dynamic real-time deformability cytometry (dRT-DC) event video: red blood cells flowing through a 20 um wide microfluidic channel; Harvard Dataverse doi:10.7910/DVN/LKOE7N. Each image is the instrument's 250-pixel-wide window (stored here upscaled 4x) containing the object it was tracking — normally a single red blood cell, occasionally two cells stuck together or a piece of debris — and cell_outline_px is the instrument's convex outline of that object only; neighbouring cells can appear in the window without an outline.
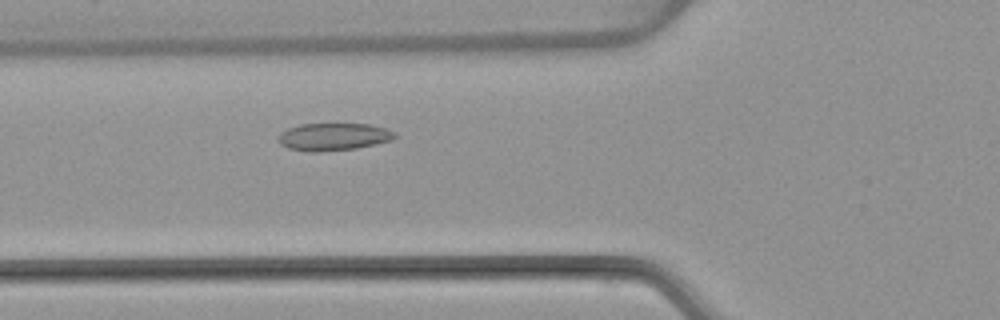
{"species": "common noctule bat (a hibernating species)", "species_latin": "Nyctalus noctula", "temperature_condition": "warm", "stored_images_in_passage": 48, "camera_frame_rate_fps": 3000, "um_per_image_px": 0.085, "animal": {"sex": "female", "body_mass_g": 22.7, "forearm_length_mm": 54.2}, "frame": {"image": 1, "passage_image": 15, "time_ms": 4.667, "image_size_px": [1000, 320], "cell_outline_px": [[396, 136], [392, 140], [376, 144], [356, 148], [316, 152], [312, 152], [288, 148], [280, 144], [276, 140], [276, 136], [280, 132], [288, 128], [300, 124], [368, 124], [384, 128], [396, 132]], "centroid_in_image_um": [28.3, 11.62], "position_along_channel_um": 97.5, "area_um2": 18.73}}
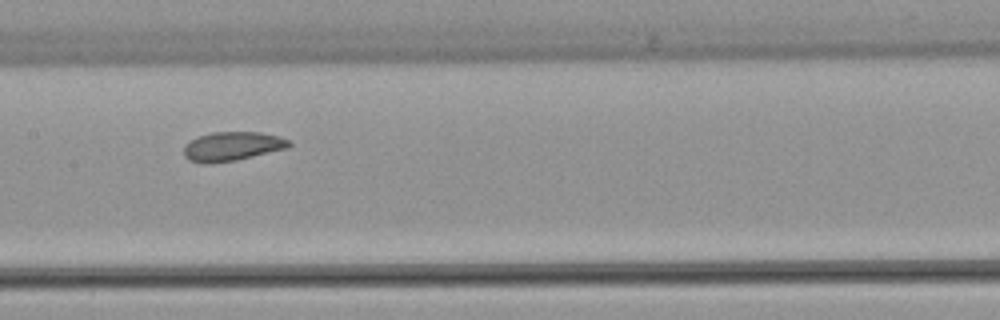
{"frame": {"image": 2, "passage_image": 22, "time_ms": 7.0, "image_size_px": [1000, 320], "cell_outline_px": [[292, 144], [288, 148], [236, 160], [212, 164], [204, 164], [188, 160], [184, 156], [184, 144], [200, 136], [212, 132], [260, 132], [280, 136], [288, 140]], "centroid_in_image_um": [19.73, 12.45], "position_along_channel_um": 187.7, "area_um2": 17.92}}
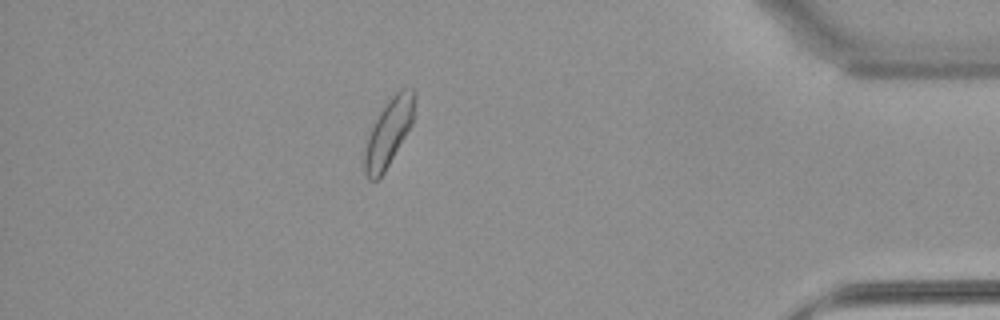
{"frame": {"image": 3, "passage_image": 42, "time_ms": 13.667, "image_size_px": [1000, 320], "cell_outline_px": [[416, 100], [412, 124], [384, 172], [376, 180], [368, 180], [364, 172], [364, 148], [368, 136], [380, 112], [388, 100], [400, 88], [412, 88], [416, 92]], "centroid_in_image_um": [33.05, 11.24], "position_along_channel_um": 402.2, "area_um2": 19.48}, "authors_computed_cell_mechanics": {"area_um2": 18.6694, "velocity_mm_per_s": 3.849, "shape_relaxation_time_tau1_ms": 10.792, "shape_relaxation_time_tau2_ms": 2.928, "deformation_change_tau1": 0.1484, "deformation_change_tau2": 0.0961}}